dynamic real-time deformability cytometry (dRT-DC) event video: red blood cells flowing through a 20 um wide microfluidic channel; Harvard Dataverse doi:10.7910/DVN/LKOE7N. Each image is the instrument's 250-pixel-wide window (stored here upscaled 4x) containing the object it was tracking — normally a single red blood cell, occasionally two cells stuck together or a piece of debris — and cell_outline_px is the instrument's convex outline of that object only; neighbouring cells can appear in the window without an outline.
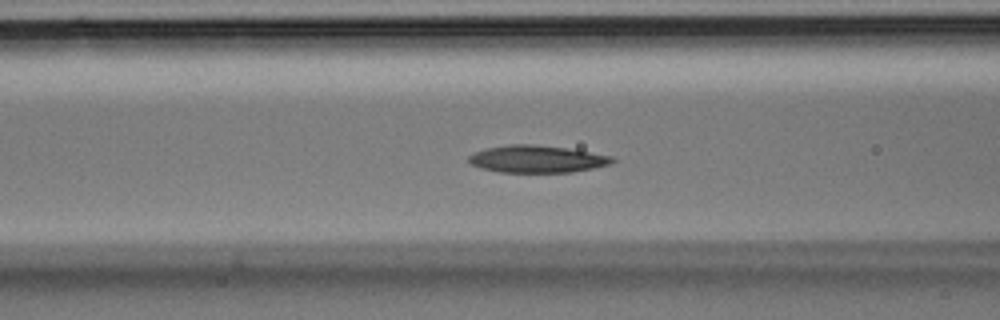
{"species": "Egyptian fruit bat (a non-hibernating species)", "species_latin": "Rousettus aegyptiacus", "temperature_condition": "room temperature", "stored_images_in_passage": 34, "camera_frame_rate_fps": 3000, "um_per_image_px": 0.085, "animal": {"sex": "male"}, "frame": {"image": 1, "passage_image": 13, "time_ms": 4.0, "image_size_px": [1000, 320], "cell_outline_px": [[616, 160], [612, 164], [572, 172], [500, 172], [480, 168], [472, 164], [468, 160], [468, 156], [472, 152], [484, 148], [508, 144], [532, 144], [568, 148], [612, 156]], "centroid_in_image_um": [45.62, 13.51], "position_along_channel_um": 121.0, "area_um2": 22.95}}
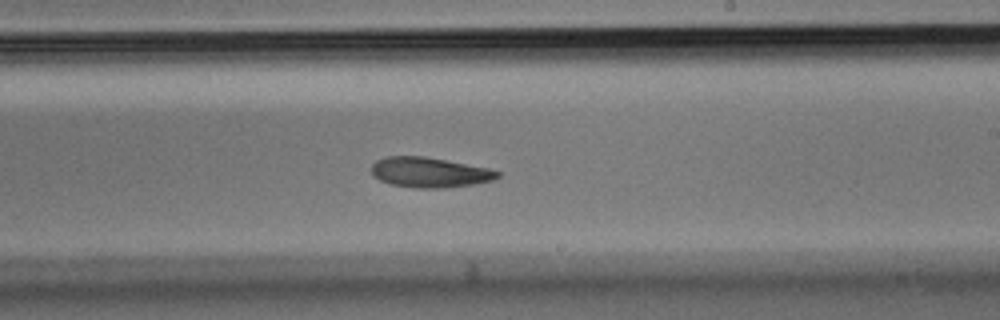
{"frame": {"image": 2, "passage_image": 20, "time_ms": 6.333, "image_size_px": [1000, 320], "cell_outline_px": [[500, 176], [492, 180], [472, 184], [444, 188], [416, 188], [392, 184], [380, 180], [372, 176], [372, 164], [376, 160], [384, 156], [424, 156], [488, 168], [500, 172]], "centroid_in_image_um": [36.48, 14.65], "position_along_channel_um": 252.5, "area_um2": 22.02}}
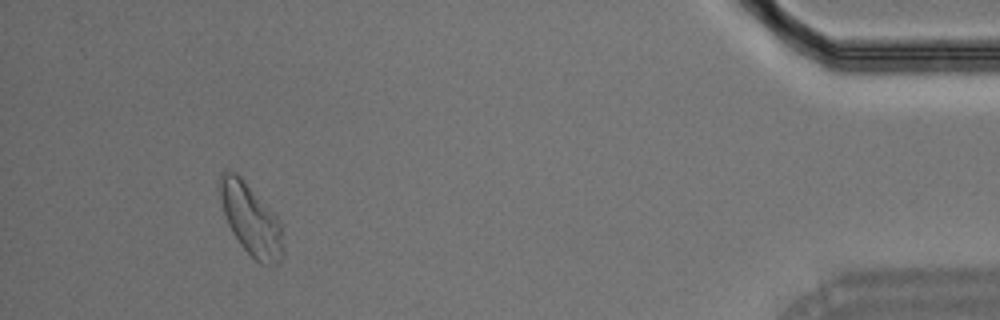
{"frame": {"image": 3, "passage_image": 32, "time_ms": 10.333, "image_size_px": [1000, 320], "cell_outline_px": [[284, 256], [276, 264], [260, 264], [240, 244], [232, 232], [228, 224], [216, 188], [220, 172], [236, 172], [240, 176], [280, 220], [284, 248]], "centroid_in_image_um": [21.3, 18.65], "position_along_channel_um": 413.9, "area_um2": 26.36}}